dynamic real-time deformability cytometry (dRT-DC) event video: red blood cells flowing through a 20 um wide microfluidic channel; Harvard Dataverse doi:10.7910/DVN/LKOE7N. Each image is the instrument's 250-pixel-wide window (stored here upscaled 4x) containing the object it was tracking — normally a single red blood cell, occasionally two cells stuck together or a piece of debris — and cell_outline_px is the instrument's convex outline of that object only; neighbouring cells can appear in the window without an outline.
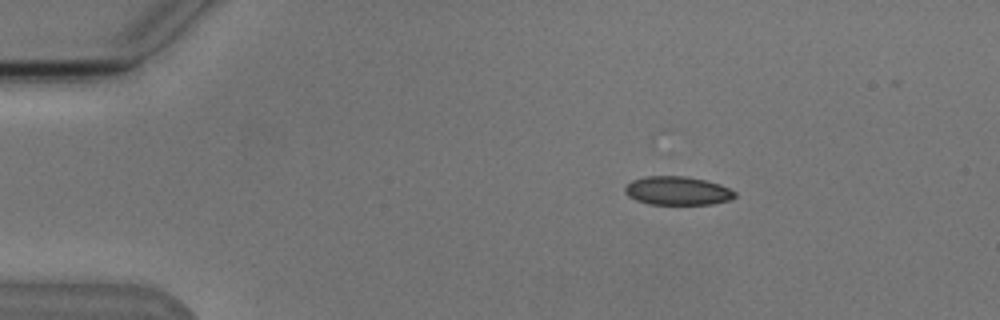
{"species": "Egyptian fruit bat (a non-hibernating species)", "species_latin": "Rousettus aegyptiacus", "temperature_condition": "cold", "stored_images_in_passage": 4, "camera_frame_rate_fps": 3000, "um_per_image_px": 0.085, "animal": {"sex": "male"}, "frame": {"image": 1, "passage_image": 2, "time_ms": 1.0, "image_size_px": [1000, 320], "cell_outline_px": [[736, 196], [732, 200], [712, 204], [648, 204], [636, 200], [628, 196], [624, 192], [624, 188], [632, 180], [644, 176], [684, 176], [704, 180], [720, 184], [736, 192]], "centroid_in_image_um": [57.58, 16.22], "position_along_channel_um": 27.4, "area_um2": 18.38}}